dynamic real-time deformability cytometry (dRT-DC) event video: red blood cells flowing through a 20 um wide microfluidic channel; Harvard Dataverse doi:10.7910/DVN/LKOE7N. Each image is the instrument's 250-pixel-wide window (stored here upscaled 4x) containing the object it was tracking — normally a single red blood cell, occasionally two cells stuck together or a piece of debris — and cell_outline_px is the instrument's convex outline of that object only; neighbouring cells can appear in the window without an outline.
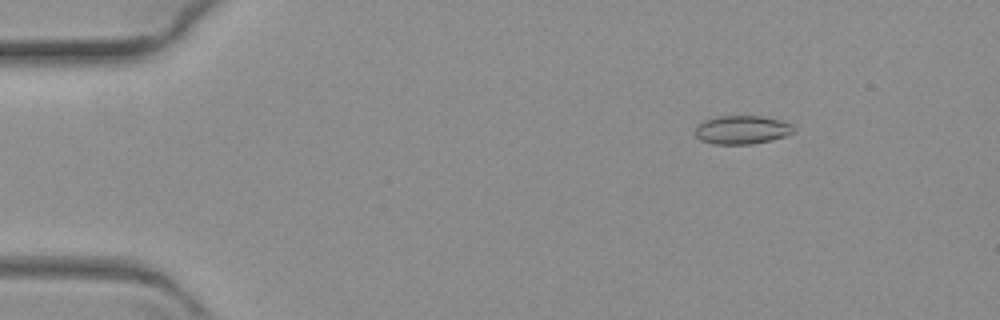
{"species": "common noctule bat (a hibernating species)", "species_latin": "Nyctalus noctula", "temperature_condition": "warm", "stored_images_in_passage": 64, "camera_frame_rate_fps": 3000, "um_per_image_px": 0.085, "animal": {"sex": "female", "body_mass_g": 19.3, "forearm_length_mm": 54.1}, "frame": {"image": 1, "passage_image": 9, "time_ms": 2.667, "image_size_px": [1000, 320], "cell_outline_px": [[796, 132], [772, 140], [748, 144], [712, 144], [700, 140], [696, 136], [696, 124], [704, 120], [716, 116], [760, 116], [780, 120], [792, 124]], "centroid_in_image_um": [63.05, 11.03], "position_along_channel_um": 21.9, "area_um2": 16.47}}
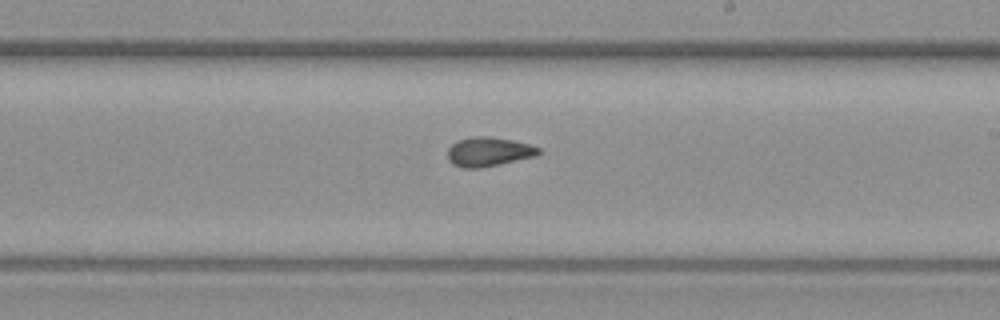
{"frame": {"image": 2, "passage_image": 38, "time_ms": 12.333, "image_size_px": [1000, 320], "cell_outline_px": [[540, 152], [536, 156], [500, 164], [480, 168], [464, 168], [452, 164], [448, 160], [448, 148], [456, 140], [476, 136], [488, 136], [512, 140], [528, 144], [540, 148]], "centroid_in_image_um": [41.51, 12.9], "position_along_channel_um": 247.5, "area_um2": 15.49}}
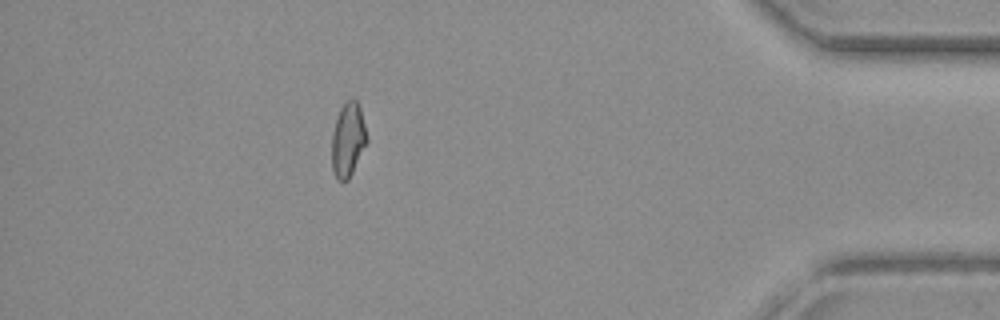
{"frame": {"image": 3, "passage_image": 57, "time_ms": 18.667, "image_size_px": [1000, 320], "cell_outline_px": [[368, 140], [348, 180], [344, 184], [336, 180], [332, 168], [332, 132], [340, 108], [344, 100], [352, 96], [356, 100], [360, 108]], "centroid_in_image_um": [29.56, 11.87], "position_along_channel_um": 405.6, "area_um2": 15.32}}